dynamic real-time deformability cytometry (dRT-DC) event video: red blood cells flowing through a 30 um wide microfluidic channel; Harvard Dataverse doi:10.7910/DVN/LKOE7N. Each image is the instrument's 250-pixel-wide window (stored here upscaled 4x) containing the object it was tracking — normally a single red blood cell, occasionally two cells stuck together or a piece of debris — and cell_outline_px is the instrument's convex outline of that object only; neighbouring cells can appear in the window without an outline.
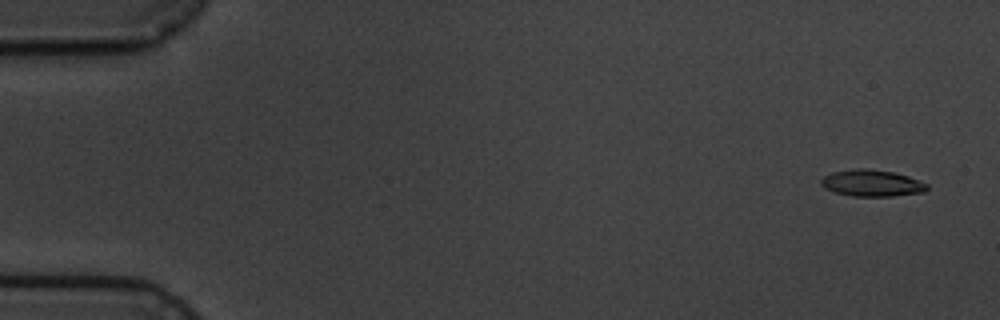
{"species": "common noctule bat (a hibernating species)", "species_latin": "Nyctalus noctula", "temperature_condition": "cold", "stored_images_in_passage": 5, "camera_frame_rate_fps": 3000, "um_per_image_px": 0.085, "animal": {"sex": "male", "body_mass_g": 19.5, "forearm_length_mm": 54.6}, "frame": {"image": 1, "passage_image": 1, "time_ms": 0.0, "image_size_px": [1000, 320], "cell_outline_px": [[928, 188], [924, 192], [892, 196], [852, 196], [836, 192], [824, 188], [820, 184], [820, 180], [824, 176], [832, 172], [856, 168], [868, 168], [892, 172], [908, 176], [928, 184]], "centroid_in_image_um": [74.09, 15.56], "position_along_channel_um": 10.9, "area_um2": 16.42}}
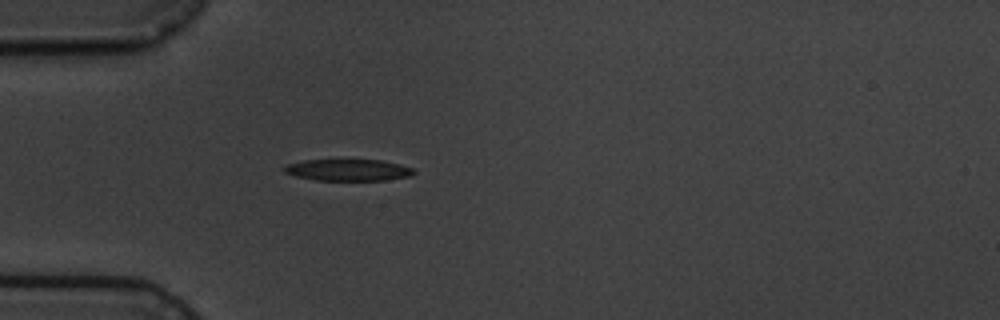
{"frame": {"image": 2, "passage_image": 5, "time_ms": 4.667, "image_size_px": [1000, 320], "cell_outline_px": [[416, 172], [412, 176], [384, 180], [316, 180], [296, 176], [284, 172], [284, 168], [288, 164], [304, 160], [380, 160], [400, 164], [412, 168]], "centroid_in_image_um": [29.63, 14.45], "position_along_channel_um": 55.4, "area_um2": 16.18}}